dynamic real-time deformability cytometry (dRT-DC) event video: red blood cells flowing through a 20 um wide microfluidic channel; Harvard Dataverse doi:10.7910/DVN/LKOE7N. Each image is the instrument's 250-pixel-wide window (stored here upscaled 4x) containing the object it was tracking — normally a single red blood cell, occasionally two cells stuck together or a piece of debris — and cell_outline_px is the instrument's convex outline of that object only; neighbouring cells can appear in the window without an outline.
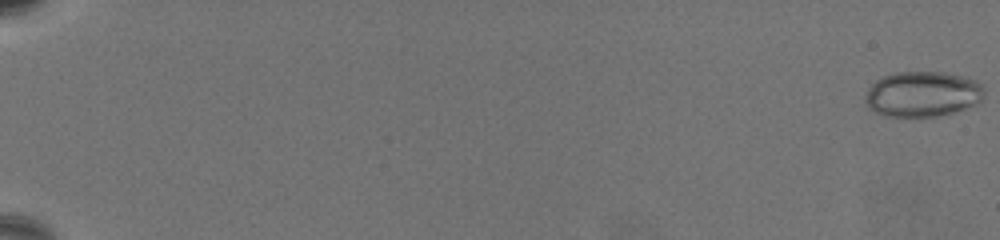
{"species": "common noctule bat (a hibernating species)", "species_latin": "Nyctalus noctula", "temperature_condition": "warm", "stored_images_in_passage": 69, "camera_frame_rate_fps": 3000, "um_per_image_px": 0.085, "animal": {"sex": "female", "body_mass_g": 19.5, "forearm_length_mm": 54.1}, "frame": {"image": 1, "passage_image": 1, "time_ms": 0.0, "image_size_px": [1000, 240], "cell_outline_px": [[984, 96], [976, 104], [952, 112], [936, 116], [884, 116], [868, 108], [864, 100], [864, 96], [868, 88], [876, 80], [884, 76], [896, 72], [944, 72], [976, 80], [984, 88]], "centroid_in_image_um": [78.38, 7.99], "position_along_channel_um": 6.6, "area_um2": 31.39}}
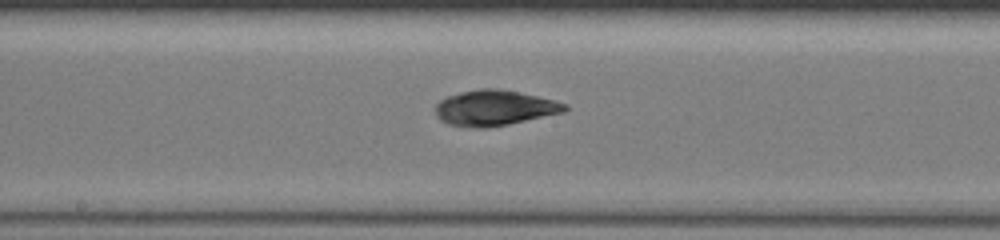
{"frame": {"image": 2, "passage_image": 41, "time_ms": 13.333, "image_size_px": [1000, 240], "cell_outline_px": [[568, 108], [564, 112], [508, 124], [484, 128], [476, 128], [448, 124], [440, 120], [436, 116], [436, 104], [444, 96], [460, 92], [480, 88], [496, 88], [556, 100], [568, 104]], "centroid_in_image_um": [42.01, 9.17], "position_along_channel_um": 206.2, "area_um2": 26.7}}
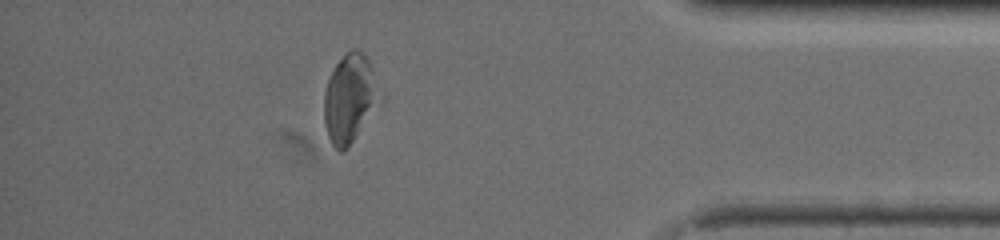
{"frame": {"image": 3, "passage_image": 62, "time_ms": 20.333, "image_size_px": [1000, 240], "cell_outline_px": [[376, 100], [352, 140], [344, 152], [340, 152], [332, 144], [328, 136], [324, 120], [324, 92], [328, 80], [336, 64], [352, 48], [356, 48], [364, 52], [368, 60], [376, 96]], "centroid_in_image_um": [29.59, 8.35], "position_along_channel_um": 405.6, "area_um2": 26.41}, "authors_computed_cell_mechanics": {"area_um2": 26.6458, "velocity_mm_per_s": 3.2494, "shape_relaxation_time_tau1_ms": 2.9197, "shape_relaxation_time_tau2_ms": 5.5041, "deformation_change_tau1": 0.1177, "deformation_change_tau2": 0.1225}}